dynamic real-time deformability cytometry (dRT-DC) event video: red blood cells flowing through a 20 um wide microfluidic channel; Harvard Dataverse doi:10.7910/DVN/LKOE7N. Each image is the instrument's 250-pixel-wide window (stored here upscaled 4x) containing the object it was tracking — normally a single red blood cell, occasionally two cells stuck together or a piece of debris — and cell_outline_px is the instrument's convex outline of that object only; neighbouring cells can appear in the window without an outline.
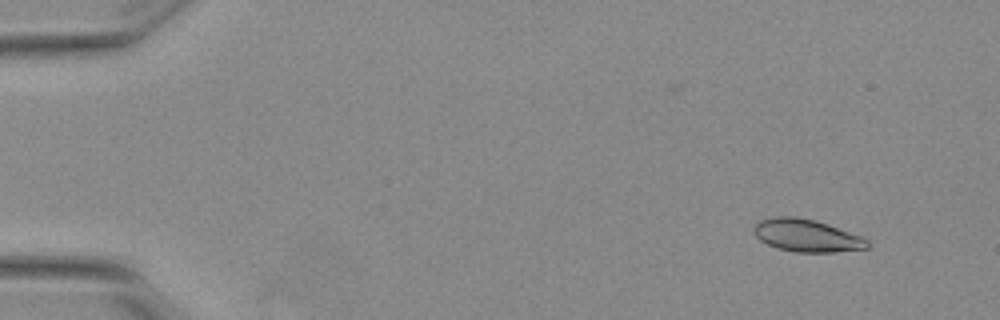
{"species": "Egyptian fruit bat (a non-hibernating species)", "species_latin": "Rousettus aegyptiacus", "temperature_condition": "warm", "stored_images_in_passage": 12, "camera_frame_rate_fps": 3000, "um_per_image_px": 0.085, "animal": {"sex": "female"}, "frame": {"image": 1, "passage_image": 4, "time_ms": 1.0, "image_size_px": [1000, 320], "cell_outline_px": [[868, 248], [832, 252], [796, 252], [780, 248], [768, 244], [760, 240], [756, 236], [752, 228], [760, 220], [776, 216], [792, 216], [812, 220], [860, 236], [868, 240]], "centroid_in_image_um": [68.52, 20.03], "position_along_channel_um": 16.5, "area_um2": 20.92}}